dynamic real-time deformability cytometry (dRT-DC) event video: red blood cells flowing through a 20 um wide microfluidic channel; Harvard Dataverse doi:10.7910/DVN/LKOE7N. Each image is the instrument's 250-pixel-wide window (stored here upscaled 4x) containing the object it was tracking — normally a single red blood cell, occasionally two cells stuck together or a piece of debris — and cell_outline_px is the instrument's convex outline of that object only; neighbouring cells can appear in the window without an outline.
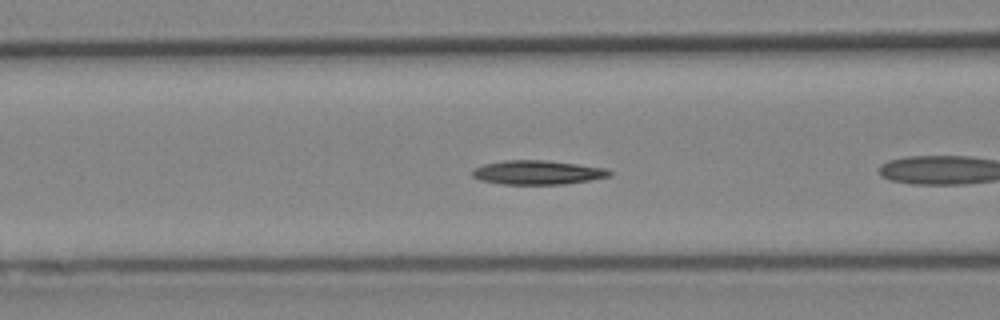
{"species": "Egyptian fruit bat (a non-hibernating species)", "species_latin": "Rousettus aegyptiacus", "temperature_condition": "cold", "stored_images_in_passage": 16, "camera_frame_rate_fps": 3000, "um_per_image_px": 0.085, "animal": {"sex": "female"}, "frame": {"image": 1, "passage_image": 5, "time_ms": 1.333, "image_size_px": [1000, 320], "cell_outline_px": [[612, 176], [564, 184], [504, 184], [480, 180], [472, 176], [472, 172], [476, 168], [484, 164], [504, 160], [544, 160], [608, 168], [612, 172]], "centroid_in_image_um": [45.72, 14.65], "position_along_channel_um": 120.9, "area_um2": 19.13}}
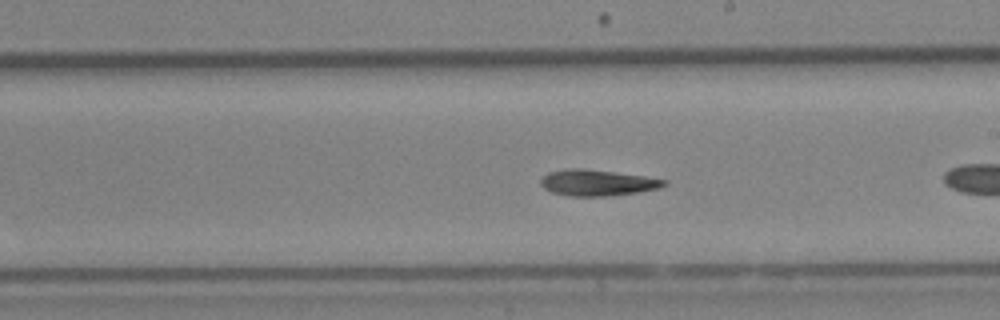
{"frame": {"image": 2, "passage_image": 14, "time_ms": 4.333, "image_size_px": [1000, 320], "cell_outline_px": [[668, 184], [660, 188], [636, 192], [608, 196], [568, 196], [552, 192], [544, 188], [540, 184], [540, 180], [548, 172], [564, 168], [584, 168], [644, 176], [668, 180]], "centroid_in_image_um": [50.76, 15.52], "position_along_channel_um": 238.2, "area_um2": 18.84}}